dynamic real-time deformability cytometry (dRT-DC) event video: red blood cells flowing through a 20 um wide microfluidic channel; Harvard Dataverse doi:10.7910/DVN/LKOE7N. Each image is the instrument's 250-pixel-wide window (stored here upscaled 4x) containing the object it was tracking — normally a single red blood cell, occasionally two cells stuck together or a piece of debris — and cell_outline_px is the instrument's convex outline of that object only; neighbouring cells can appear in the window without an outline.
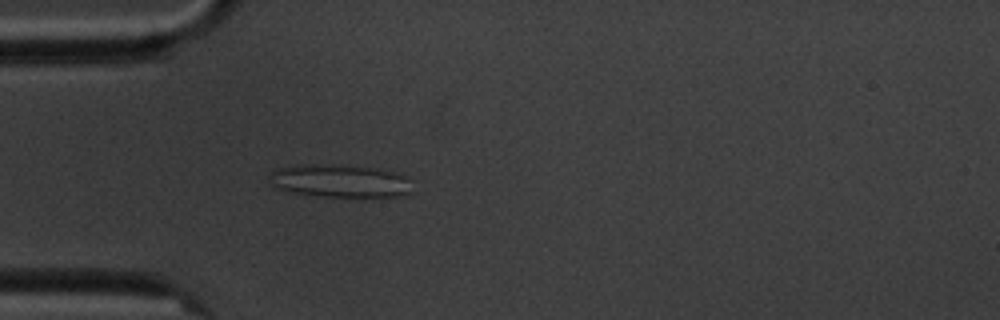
{"species": "common noctule bat (a hibernating species)", "species_latin": "Nyctalus noctula", "temperature_condition": "cold", "stored_images_in_passage": 5, "camera_frame_rate_fps": 3000, "um_per_image_px": 0.085, "animal": {"sex": "male", "body_mass_g": 20.1, "forearm_length_mm": 53.5}, "frame": {"image": 1, "passage_image": 5, "time_ms": 4.667, "image_size_px": [1000, 320], "cell_outline_px": [[412, 192], [404, 196], [324, 196], [288, 192], [276, 188], [272, 184], [268, 176], [276, 168], [300, 164], [320, 164], [372, 168], [392, 172], [404, 176], [412, 180]], "centroid_in_image_um": [28.87, 15.38], "position_along_channel_um": 56.1, "area_um2": 27.28}}